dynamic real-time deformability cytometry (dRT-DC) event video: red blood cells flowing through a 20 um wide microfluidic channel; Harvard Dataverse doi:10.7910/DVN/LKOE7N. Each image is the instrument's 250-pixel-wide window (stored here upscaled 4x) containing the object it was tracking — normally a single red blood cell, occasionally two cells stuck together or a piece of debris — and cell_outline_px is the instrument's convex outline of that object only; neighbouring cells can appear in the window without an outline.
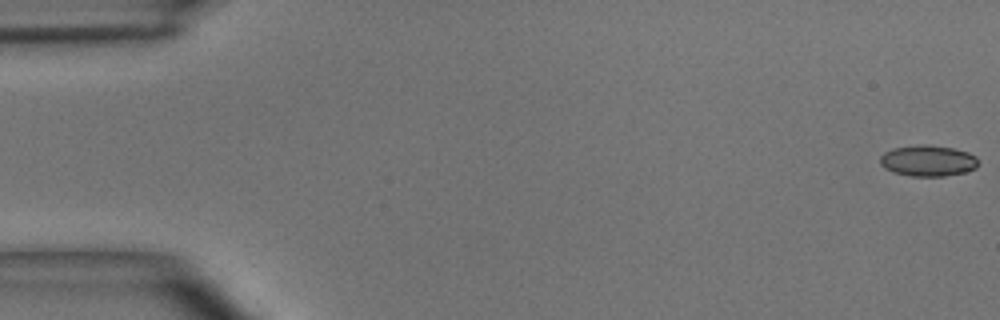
{"species": "common noctule bat (a hibernating species)", "species_latin": "Nyctalus noctula", "temperature_condition": "room temperature", "stored_images_in_passage": 50, "camera_frame_rate_fps": 3000, "um_per_image_px": 0.085, "animal": {"sex": "male", "body_mass_g": 15.6}, "frame": {"image": 1, "passage_image": 1, "time_ms": 0.0, "image_size_px": [1000, 320], "cell_outline_px": [[976, 168], [964, 172], [944, 176], [912, 176], [892, 172], [884, 168], [880, 164], [880, 156], [884, 152], [892, 148], [920, 144], [928, 144], [952, 148], [968, 152], [976, 156]], "centroid_in_image_um": [78.83, 13.65], "position_along_channel_um": 6.2, "area_um2": 17.8}}
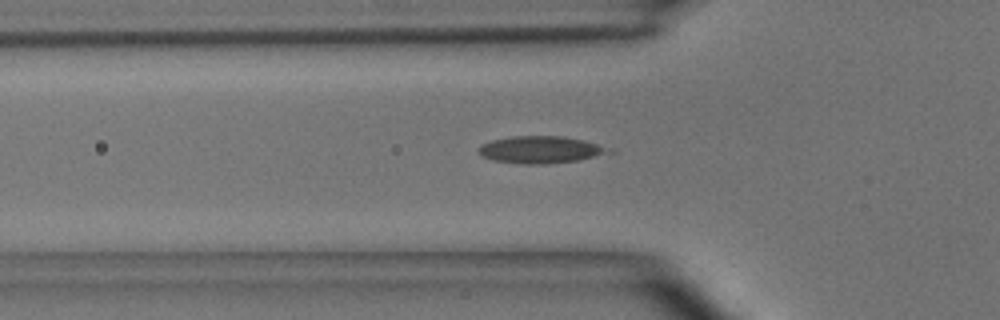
{"frame": {"image": 2, "passage_image": 17, "time_ms": 5.333, "image_size_px": [1000, 320], "cell_outline_px": [[616, 152], [580, 160], [548, 164], [524, 164], [492, 160], [484, 156], [480, 152], [480, 144], [492, 140], [512, 136], [564, 136], [584, 140], [612, 148]], "centroid_in_image_um": [46.04, 12.72], "position_along_channel_um": 79.8, "area_um2": 20.75}}
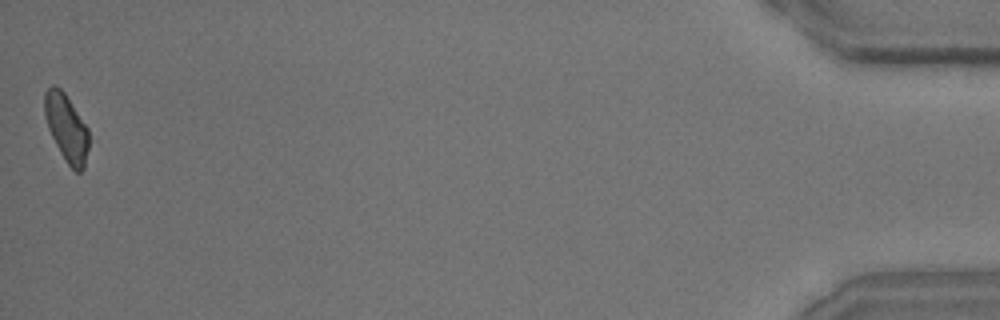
{"frame": {"image": 3, "passage_image": 50, "time_ms": 16.333, "image_size_px": [1000, 320], "cell_outline_px": [[88, 148], [84, 168], [80, 172], [76, 172], [68, 164], [60, 152], [48, 128], [44, 116], [44, 92], [52, 84], [56, 84], [64, 92], [88, 128]], "centroid_in_image_um": [5.63, 10.83], "position_along_channel_um": 429.6, "area_um2": 17.28}, "authors_computed_cell_mechanics": {"area_um2": 17.9758, "velocity_mm_per_s": 4.0229, "shape_relaxation_time_tau1_ms": 4.768, "shape_relaxation_time_tau2_ms": 7.8788, "deformation_change_tau1": 0.1887, "deformation_change_tau2": 0.163}}